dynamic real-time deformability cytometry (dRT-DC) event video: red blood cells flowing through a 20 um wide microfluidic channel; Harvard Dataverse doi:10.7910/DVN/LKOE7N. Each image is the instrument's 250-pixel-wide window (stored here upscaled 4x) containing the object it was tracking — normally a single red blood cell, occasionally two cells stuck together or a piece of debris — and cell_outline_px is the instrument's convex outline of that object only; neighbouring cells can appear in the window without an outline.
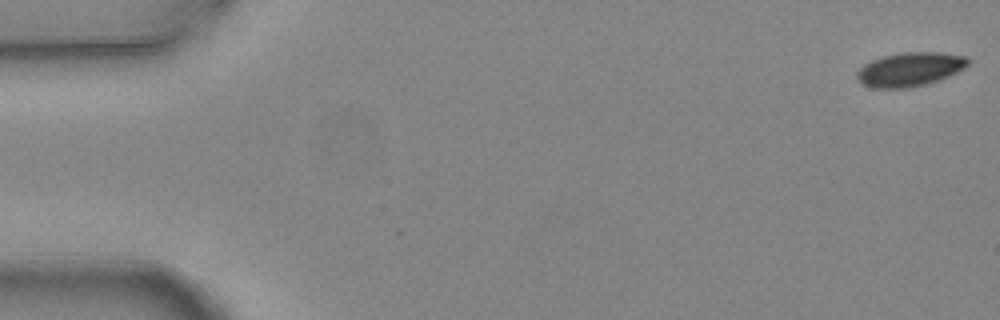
{"species": "common noctule bat (a hibernating species)", "species_latin": "Nyctalus noctula", "temperature_condition": "warm", "stored_images_in_passage": 7, "camera_frame_rate_fps": 3000, "um_per_image_px": 0.085, "animal": {"sex": "female", "body_mass_g": 24.6, "forearm_length_mm": 56.2}, "frame": {"image": 1, "passage_image": 1, "time_ms": 0.0, "image_size_px": [1000, 320], "cell_outline_px": [[968, 64], [964, 68], [940, 80], [928, 84], [908, 88], [872, 88], [864, 84], [856, 76], [856, 72], [864, 64], [872, 60], [884, 56], [900, 52], [940, 52], [968, 56]], "centroid_in_image_um": [77.36, 5.89], "position_along_channel_um": 7.6, "area_um2": 22.02}}
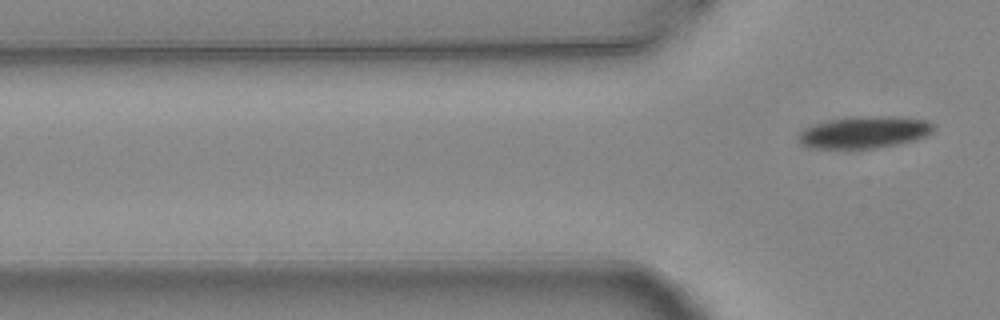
{"frame": {"image": 2, "passage_image": 7, "time_ms": 2.0, "image_size_px": [1000, 320], "cell_outline_px": [[932, 132], [924, 136], [900, 144], [876, 148], [812, 148], [804, 144], [800, 140], [800, 132], [816, 124], [832, 120], [888, 116], [892, 116], [924, 120], [932, 124]], "centroid_in_image_um": [73.51, 11.27], "position_along_channel_um": 52.3, "area_um2": 23.99}}